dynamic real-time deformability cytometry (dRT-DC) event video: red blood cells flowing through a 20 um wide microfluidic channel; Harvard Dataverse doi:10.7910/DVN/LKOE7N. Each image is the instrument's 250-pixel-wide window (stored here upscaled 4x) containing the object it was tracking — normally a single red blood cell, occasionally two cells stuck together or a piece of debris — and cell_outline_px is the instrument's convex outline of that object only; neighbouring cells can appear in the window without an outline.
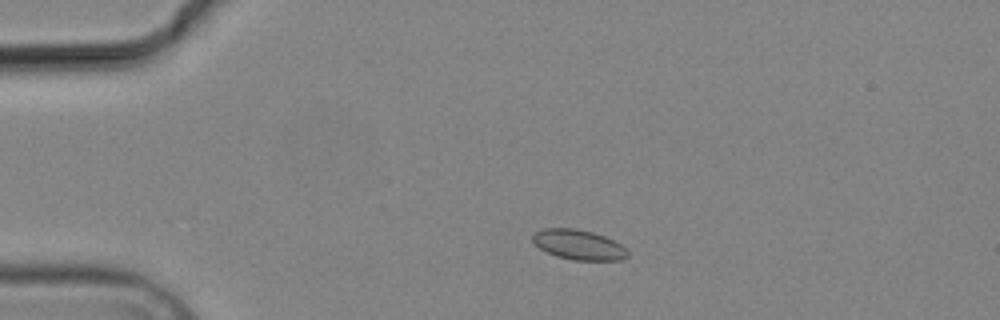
{"species": "common noctule bat (a hibernating species)", "species_latin": "Nyctalus noctula", "temperature_condition": "cold", "stored_images_in_passage": 6, "camera_frame_rate_fps": 3000, "um_per_image_px": 0.085, "animal": {"sex": "male", "body_mass_g": 19.2, "forearm_length_mm": 51.8}, "frame": {"image": 1, "passage_image": 3, "time_ms": 2.333, "image_size_px": [1000, 320], "cell_outline_px": [[628, 256], [620, 260], [572, 260], [556, 256], [540, 248], [532, 240], [532, 236], [536, 232], [544, 228], [572, 228], [592, 232], [604, 236], [620, 244], [628, 252]], "centroid_in_image_um": [49.17, 20.8], "position_along_channel_um": 35.8, "area_um2": 16.36}}
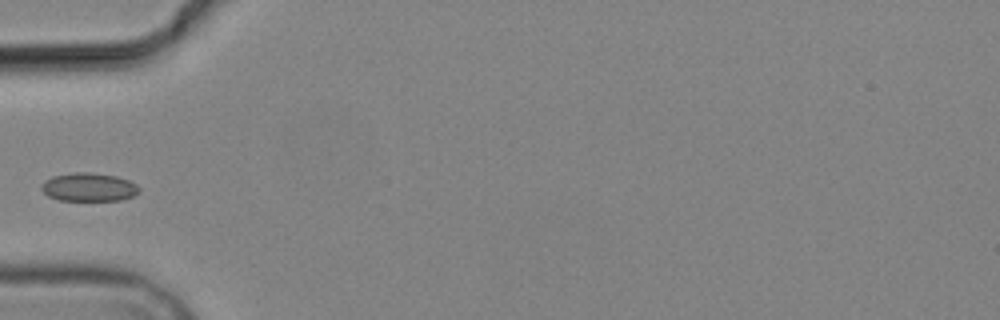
{"frame": {"image": 2, "passage_image": 5, "time_ms": 4.667, "image_size_px": [1000, 320], "cell_outline_px": [[140, 192], [132, 196], [120, 200], [60, 200], [48, 196], [40, 188], [44, 180], [52, 176], [76, 172], [92, 172], [116, 176], [128, 180], [136, 184], [140, 188]], "centroid_in_image_um": [7.55, 15.9], "position_along_channel_um": 77.5, "area_um2": 16.18}}
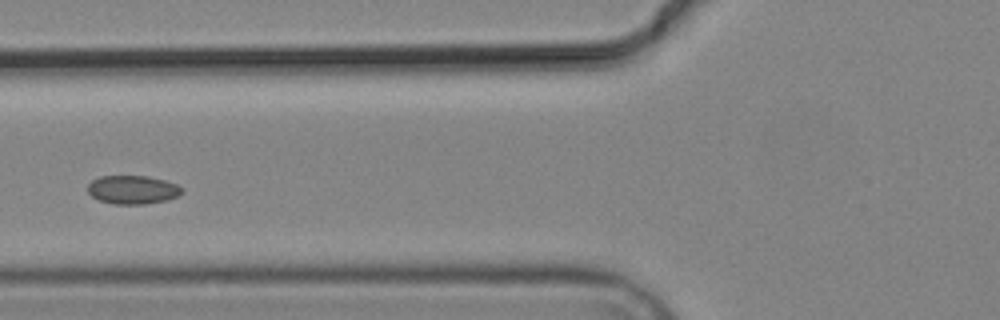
{"frame": {"image": 3, "passage_image": 6, "time_ms": 5.667, "image_size_px": [1000, 320], "cell_outline_px": [[184, 192], [176, 196], [164, 200], [144, 204], [112, 204], [100, 200], [92, 196], [88, 192], [88, 184], [92, 180], [100, 176], [148, 176], [164, 180], [176, 184], [184, 188]], "centroid_in_image_um": [11.27, 16.12], "position_along_channel_um": 114.5, "area_um2": 15.61}}